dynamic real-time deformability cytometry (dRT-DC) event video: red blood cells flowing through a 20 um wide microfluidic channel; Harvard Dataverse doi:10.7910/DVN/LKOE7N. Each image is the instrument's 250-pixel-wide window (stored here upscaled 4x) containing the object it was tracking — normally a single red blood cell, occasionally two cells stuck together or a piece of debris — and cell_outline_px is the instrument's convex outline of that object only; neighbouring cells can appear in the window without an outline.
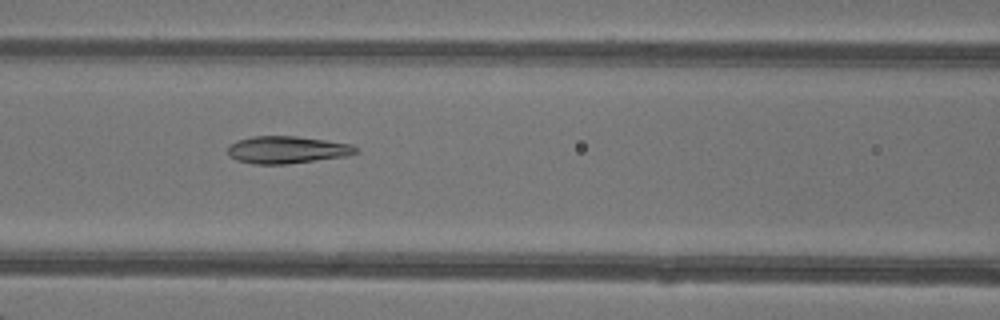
{"species": "common noctule bat (a hibernating species)", "species_latin": "Nyctalus noctula", "temperature_condition": "warm", "stored_images_in_passage": 32, "camera_frame_rate_fps": 3000, "um_per_image_px": 0.085, "animal": {"sex": "female"}, "frame": {"image": 1, "passage_image": 11, "time_ms": 3.333, "image_size_px": [1000, 320], "cell_outline_px": [[360, 152], [348, 156], [288, 164], [252, 164], [236, 160], [228, 156], [228, 144], [236, 140], [252, 136], [296, 136], [352, 144], [360, 148]], "centroid_in_image_um": [24.4, 12.73], "position_along_channel_um": 142.2, "area_um2": 20.75}}
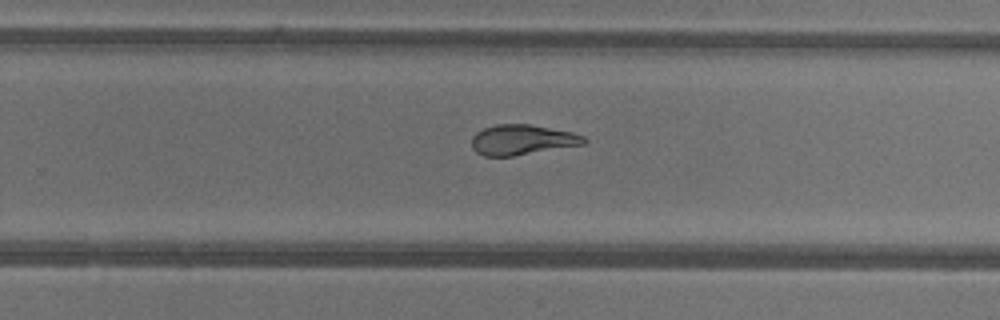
{"frame": {"image": 2, "passage_image": 21, "time_ms": 6.667, "image_size_px": [1000, 320], "cell_outline_px": [[588, 140], [584, 144], [512, 156], [484, 156], [476, 152], [472, 148], [472, 136], [476, 132], [484, 128], [496, 124], [528, 124], [572, 132], [584, 136]], "centroid_in_image_um": [44.36, 11.88], "position_along_channel_um": 285.4, "area_um2": 19.65}}
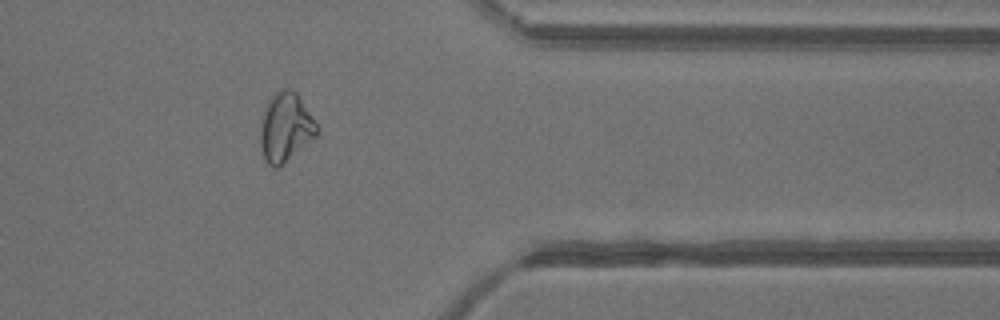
{"frame": {"image": 3, "passage_image": 29, "time_ms": 9.333, "image_size_px": [1000, 320], "cell_outline_px": [[320, 128], [316, 136], [280, 168], [272, 168], [268, 164], [264, 156], [260, 144], [260, 128], [264, 112], [268, 100], [280, 88], [288, 88], [296, 92], [300, 96]], "centroid_in_image_um": [24.29, 10.83], "position_along_channel_um": 387.1, "area_um2": 22.95}}